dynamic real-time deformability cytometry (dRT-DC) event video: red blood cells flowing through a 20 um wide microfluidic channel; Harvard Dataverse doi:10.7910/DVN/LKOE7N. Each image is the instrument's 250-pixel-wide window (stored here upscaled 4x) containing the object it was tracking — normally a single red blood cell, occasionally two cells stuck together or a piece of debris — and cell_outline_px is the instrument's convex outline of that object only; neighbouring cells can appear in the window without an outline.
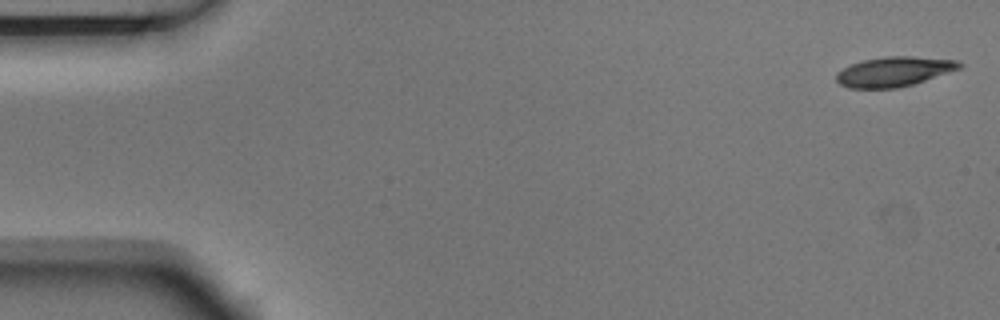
{"species": "Egyptian fruit bat (a non-hibernating species)", "species_latin": "Rousettus aegyptiacus", "temperature_condition": "room temperature", "stored_images_in_passage": 5, "camera_frame_rate_fps": 3000, "um_per_image_px": 0.085, "animal": {"sex": "male"}, "frame": {"image": 1, "passage_image": 1, "time_ms": 0.0, "image_size_px": [1000, 320], "cell_outline_px": [[964, 64], [960, 68], [912, 84], [896, 88], [848, 88], [840, 84], [836, 80], [836, 72], [852, 64], [864, 60], [884, 56], [912, 56], [956, 60]], "centroid_in_image_um": [75.96, 6.08], "position_along_channel_um": 9.0, "area_um2": 21.1}}
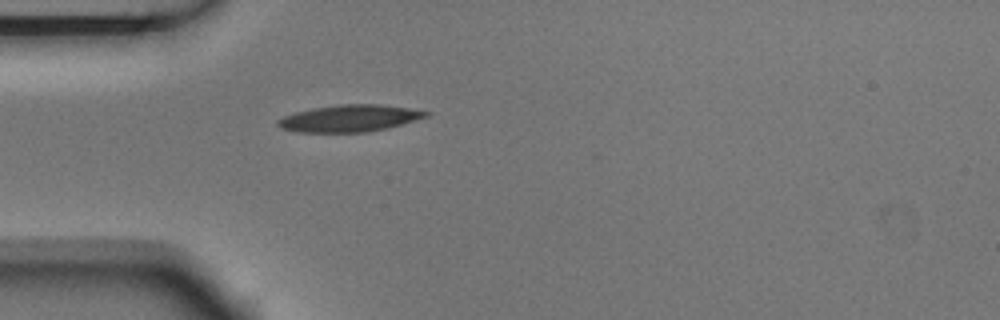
{"frame": {"image": 2, "passage_image": 5, "time_ms": 1.333, "image_size_px": [1000, 320], "cell_outline_px": [[432, 112], [428, 116], [388, 128], [368, 132], [296, 132], [280, 128], [276, 124], [276, 120], [284, 116], [296, 112], [312, 108], [340, 104], [380, 104], [408, 108]], "centroid_in_image_um": [29.69, 10.06], "position_along_channel_um": 55.3, "area_um2": 23.24}}